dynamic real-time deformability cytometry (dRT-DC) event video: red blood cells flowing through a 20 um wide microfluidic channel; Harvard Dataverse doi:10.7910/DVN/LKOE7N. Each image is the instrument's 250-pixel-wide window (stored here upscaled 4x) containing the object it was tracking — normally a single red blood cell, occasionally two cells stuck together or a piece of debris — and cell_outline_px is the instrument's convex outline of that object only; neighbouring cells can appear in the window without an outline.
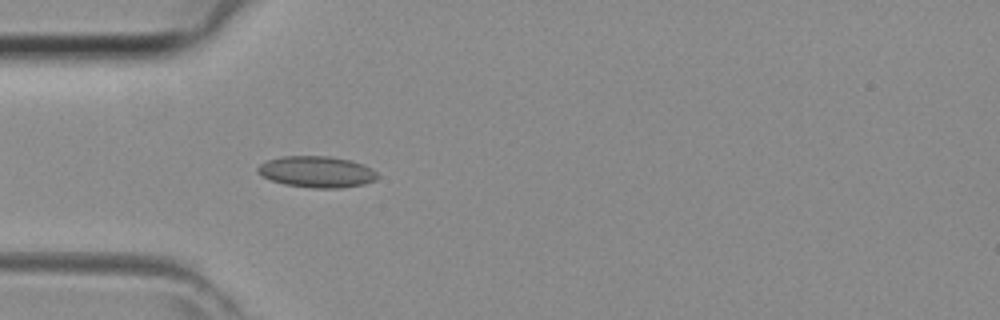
{"species": "common noctule bat (a hibernating species)", "species_latin": "Nyctalus noctula", "temperature_condition": "room temperature", "stored_images_in_passage": 35, "camera_frame_rate_fps": 3000, "um_per_image_px": 0.085, "animal": {"sex": "female", "body_mass_g": 29.2, "forearm_length_mm": 56.3}, "frame": {"image": 1, "passage_image": 10, "time_ms": 3.0, "image_size_px": [1000, 320], "cell_outline_px": [[380, 176], [376, 180], [364, 184], [340, 188], [312, 188], [284, 184], [272, 180], [256, 172], [256, 168], [260, 164], [268, 160], [280, 156], [328, 156], [352, 160], [364, 164], [372, 168]], "centroid_in_image_um": [26.95, 14.6], "position_along_channel_um": 58.0, "area_um2": 22.02}}
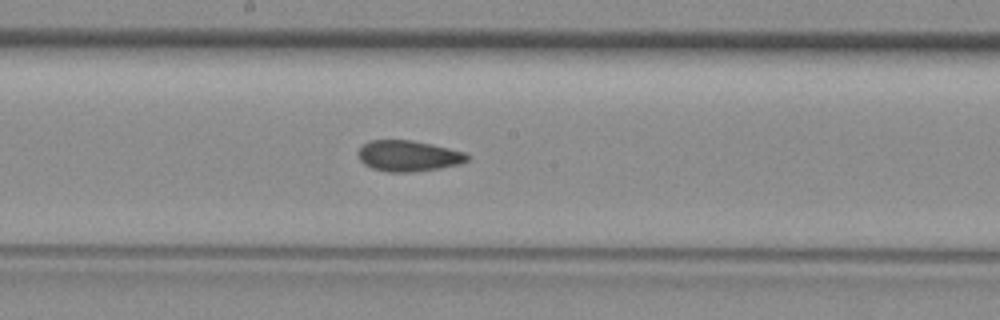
{"frame": {"image": 2, "passage_image": 20, "time_ms": 6.333, "image_size_px": [1000, 320], "cell_outline_px": [[468, 160], [460, 164], [440, 168], [412, 172], [388, 172], [372, 168], [364, 164], [360, 160], [356, 152], [368, 140], [412, 140], [432, 144], [464, 152], [468, 156]], "centroid_in_image_um": [34.68, 13.25], "position_along_channel_um": 213.5, "area_um2": 19.65}}
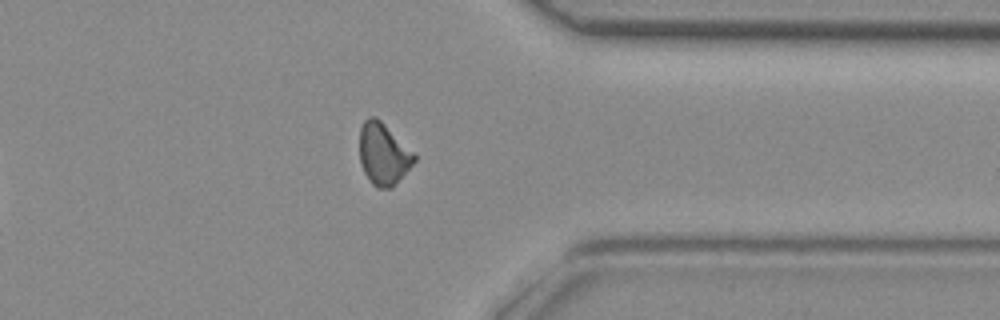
{"frame": {"image": 3, "passage_image": 31, "time_ms": 10.0, "image_size_px": [1000, 320], "cell_outline_px": [[416, 160], [392, 188], [376, 188], [372, 184], [364, 172], [360, 164], [360, 128], [364, 120], [368, 116], [376, 116], [416, 156]], "centroid_in_image_um": [32.55, 13.1], "position_along_channel_um": 378.8, "area_um2": 19.42}}